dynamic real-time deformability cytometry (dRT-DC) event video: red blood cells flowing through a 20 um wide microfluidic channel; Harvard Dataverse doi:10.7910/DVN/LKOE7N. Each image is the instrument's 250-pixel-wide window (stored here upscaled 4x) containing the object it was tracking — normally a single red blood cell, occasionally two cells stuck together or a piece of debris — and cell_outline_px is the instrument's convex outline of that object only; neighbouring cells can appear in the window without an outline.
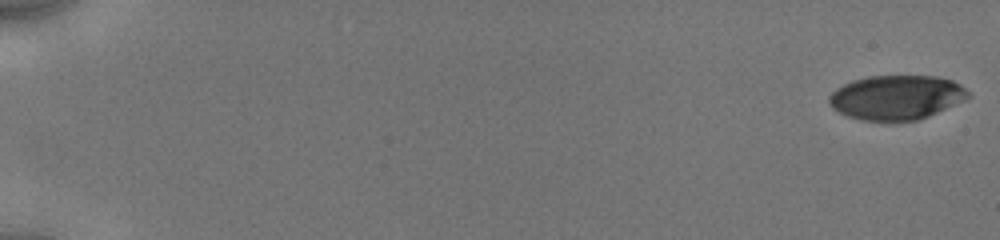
{"species": "human", "species_latin": "Homo sapiens", "temperature_condition": "cold", "stored_images_in_passage": 64, "camera_frame_rate_fps": 3000, "um_per_image_px": 0.085, "donor": {"sex": "male"}, "frame": {"image": 1, "passage_image": 1, "time_ms": 0.0, "image_size_px": [1000, 240], "cell_outline_px": [[972, 96], [964, 100], [928, 116], [916, 120], [860, 120], [848, 116], [832, 108], [828, 100], [828, 96], [836, 88], [852, 80], [868, 76], [936, 76], [952, 80], [960, 84]], "centroid_in_image_um": [76.18, 8.26], "position_along_channel_um": 8.8, "area_um2": 35.78}}
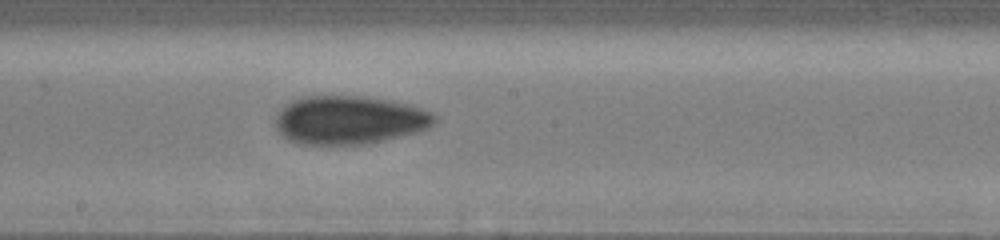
{"frame": {"image": 2, "passage_image": 36, "time_ms": 10.333, "image_size_px": [1000, 240], "cell_outline_px": [[436, 120], [428, 128], [420, 132], [364, 144], [300, 144], [288, 140], [276, 128], [276, 112], [284, 104], [292, 100], [304, 96], [364, 96], [388, 100], [408, 104], [432, 112], [436, 116]], "centroid_in_image_um": [29.67, 10.19], "position_along_channel_um": 218.5, "area_um2": 45.03}}
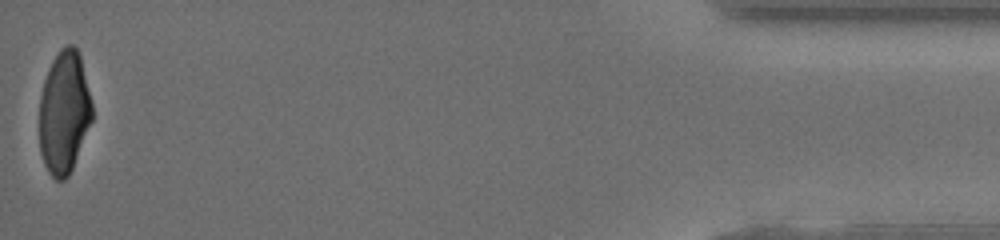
{"frame": {"image": 3, "passage_image": 64, "time_ms": 17.667, "image_size_px": [1000, 240], "cell_outline_px": [[92, 120], [72, 168], [68, 176], [64, 180], [56, 180], [48, 172], [44, 164], [40, 152], [40, 96], [44, 80], [48, 68], [52, 60], [60, 48], [68, 44], [72, 44], [76, 48], [80, 56], [92, 104]], "centroid_in_image_um": [5.44, 9.54], "position_along_channel_um": 429.8, "area_um2": 37.57}, "authors_computed_cell_mechanics": {"area_um2": 41.1825, "velocity_mm_per_s": 3.9483, "shape_relaxation_time_tau1_ms": 3.7113, "shape_relaxation_time_tau2_ms": 2.8557, "deformation_change_tau1": 0.1514, "deformation_change_tau2": 0.0817}}